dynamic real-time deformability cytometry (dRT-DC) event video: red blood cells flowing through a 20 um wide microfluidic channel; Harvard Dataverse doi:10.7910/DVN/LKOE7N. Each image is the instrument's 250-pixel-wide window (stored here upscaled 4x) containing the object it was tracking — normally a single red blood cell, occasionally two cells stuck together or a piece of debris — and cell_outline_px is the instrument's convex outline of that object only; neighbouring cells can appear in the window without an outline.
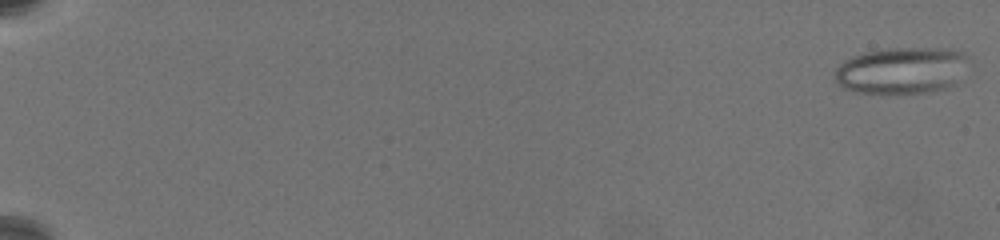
{"species": "common noctule bat (a hibernating species)", "species_latin": "Nyctalus noctula", "temperature_condition": "warm", "stored_images_in_passage": 30, "camera_frame_rate_fps": 3000, "um_per_image_px": 0.085, "animal": {"sex": "female", "body_mass_g": 19.5, "forearm_length_mm": 54.1}, "frame": {"image": 1, "passage_image": 1, "time_ms": 0.0, "image_size_px": [1000, 240], "cell_outline_px": [[972, 64], [956, 84], [944, 88], [928, 92], [856, 92], [844, 88], [836, 80], [836, 68], [840, 64], [852, 56], [864, 52], [888, 48], [948, 48], [964, 52], [968, 56]], "centroid_in_image_um": [76.76, 5.96], "position_along_channel_um": 8.2, "area_um2": 36.59}}
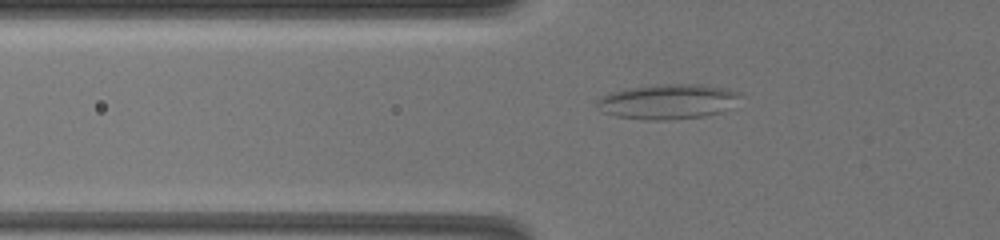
{"frame": {"image": 2, "passage_image": 27, "time_ms": 8.0, "image_size_px": [1000, 240], "cell_outline_px": [[740, 96], [728, 108], [720, 112], [704, 116], [668, 120], [644, 120], [616, 116], [604, 112], [596, 108], [596, 100], [600, 96], [612, 92], [632, 88], [660, 84], [700, 84], [728, 88], [740, 92]], "centroid_in_image_um": [56.74, 8.63], "position_along_channel_um": 69.1, "area_um2": 29.13}}
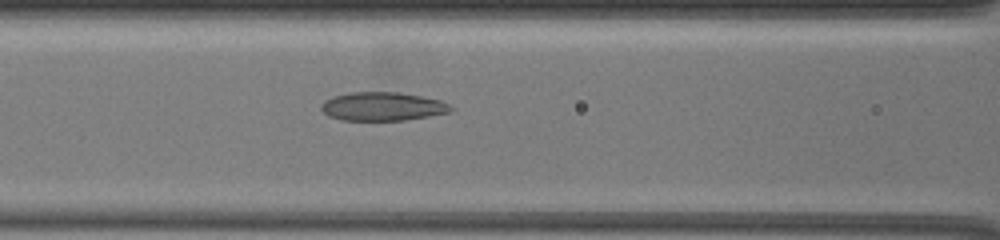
{"frame": {"image": 3, "passage_image": 30, "time_ms": 10.0, "image_size_px": [1000, 240], "cell_outline_px": [[456, 108], [452, 112], [404, 120], [340, 120], [328, 116], [320, 108], [320, 104], [324, 100], [332, 96], [352, 92], [396, 92], [420, 96], [440, 100]], "centroid_in_image_um": [32.5, 9.05], "position_along_channel_um": 134.1, "area_um2": 21.68}}